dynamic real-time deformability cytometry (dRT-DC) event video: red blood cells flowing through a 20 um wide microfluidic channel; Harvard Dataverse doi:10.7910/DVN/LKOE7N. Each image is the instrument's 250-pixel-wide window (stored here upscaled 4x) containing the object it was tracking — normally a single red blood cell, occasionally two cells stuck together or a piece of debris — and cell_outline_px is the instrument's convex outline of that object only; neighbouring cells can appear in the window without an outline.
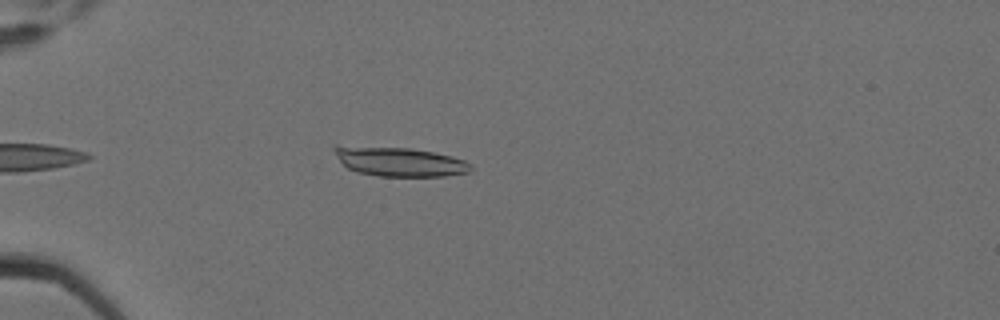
{"species": "Egyptian fruit bat (a non-hibernating species)", "species_latin": "Rousettus aegyptiacus", "temperature_condition": "cold", "stored_images_in_passage": 8, "camera_frame_rate_fps": 3000, "um_per_image_px": 0.085, "animal": {"sex": "female"}, "frame": {"image": 1, "passage_image": 5, "time_ms": 1.333, "image_size_px": [1000, 320], "cell_outline_px": [[472, 168], [468, 172], [444, 176], [380, 176], [356, 172], [348, 168], [340, 160], [332, 148], [332, 144], [336, 144], [412, 148], [452, 156], [464, 160], [472, 164]], "centroid_in_image_um": [33.9, 13.71], "position_along_channel_um": 51.1, "area_um2": 23.52}}
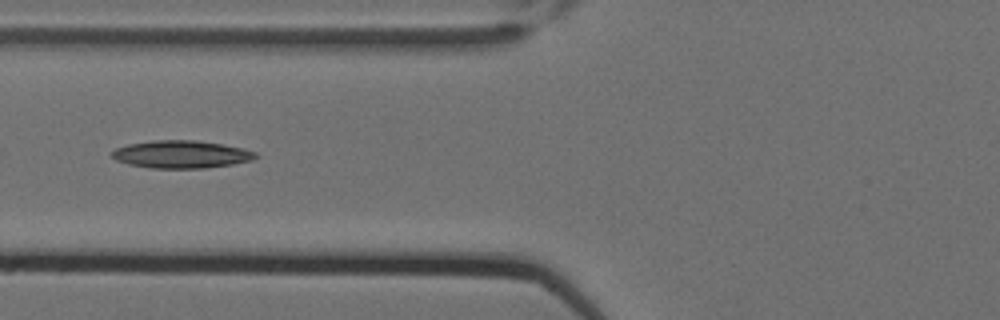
{"frame": {"image": 2, "passage_image": 7, "time_ms": 2.0, "image_size_px": [1000, 320], "cell_outline_px": [[260, 156], [252, 160], [232, 164], [204, 168], [148, 168], [128, 164], [116, 160], [112, 156], [112, 152], [116, 148], [128, 144], [152, 140], [196, 140], [244, 148], [256, 152]], "centroid_in_image_um": [15.42, 13.12], "position_along_channel_um": 110.4, "area_um2": 23.18}}
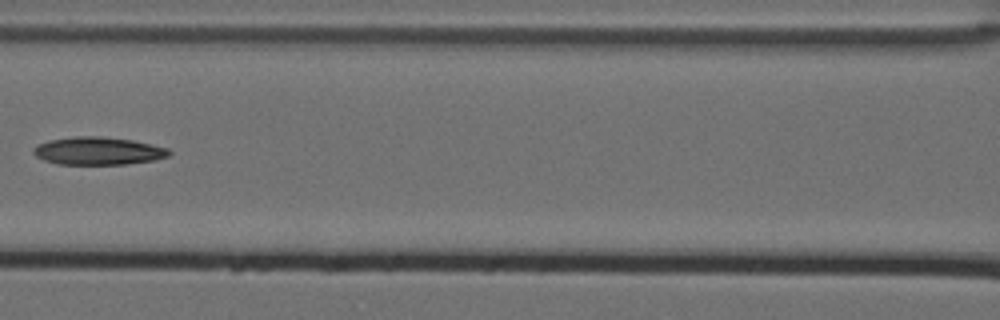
{"frame": {"image": 3, "passage_image": 8, "time_ms": 2.333, "image_size_px": [1000, 320], "cell_outline_px": [[172, 152], [168, 156], [156, 160], [128, 164], [56, 164], [44, 160], [36, 156], [32, 152], [32, 148], [36, 144], [48, 140], [76, 136], [100, 136], [132, 140], [168, 148]], "centroid_in_image_um": [8.32, 12.83], "position_along_channel_um": 158.3, "area_um2": 22.14}}